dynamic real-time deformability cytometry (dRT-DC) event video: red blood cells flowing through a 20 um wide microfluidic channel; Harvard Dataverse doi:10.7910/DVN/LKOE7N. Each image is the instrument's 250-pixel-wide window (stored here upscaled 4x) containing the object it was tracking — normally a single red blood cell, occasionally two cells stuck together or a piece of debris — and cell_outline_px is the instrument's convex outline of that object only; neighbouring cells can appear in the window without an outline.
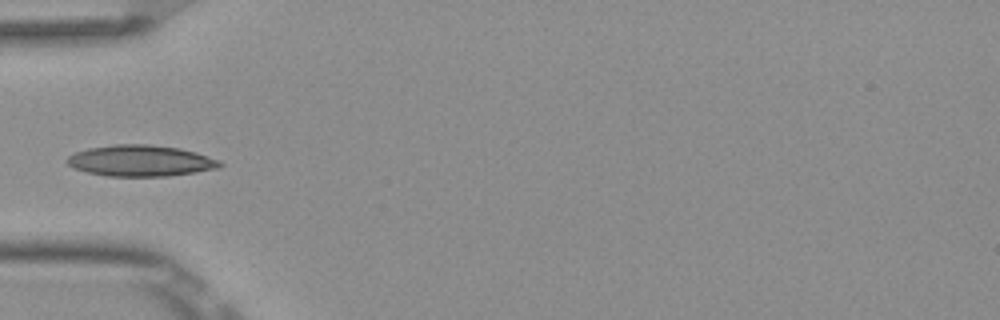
{"species": "Egyptian fruit bat (a non-hibernating species)", "species_latin": "Rousettus aegyptiacus", "temperature_condition": "room temperature", "stored_images_in_passage": 5, "camera_frame_rate_fps": 3000, "um_per_image_px": 0.085, "frame": {"image": 1, "passage_image": 5, "time_ms": 1.333, "image_size_px": [1000, 320], "cell_outline_px": [[224, 164], [216, 168], [168, 176], [108, 176], [88, 172], [72, 168], [64, 160], [68, 156], [76, 152], [88, 148], [116, 144], [148, 144], [180, 148], [196, 152], [220, 160]], "centroid_in_image_um": [11.92, 13.65], "position_along_channel_um": 73.1, "area_um2": 27.69}}